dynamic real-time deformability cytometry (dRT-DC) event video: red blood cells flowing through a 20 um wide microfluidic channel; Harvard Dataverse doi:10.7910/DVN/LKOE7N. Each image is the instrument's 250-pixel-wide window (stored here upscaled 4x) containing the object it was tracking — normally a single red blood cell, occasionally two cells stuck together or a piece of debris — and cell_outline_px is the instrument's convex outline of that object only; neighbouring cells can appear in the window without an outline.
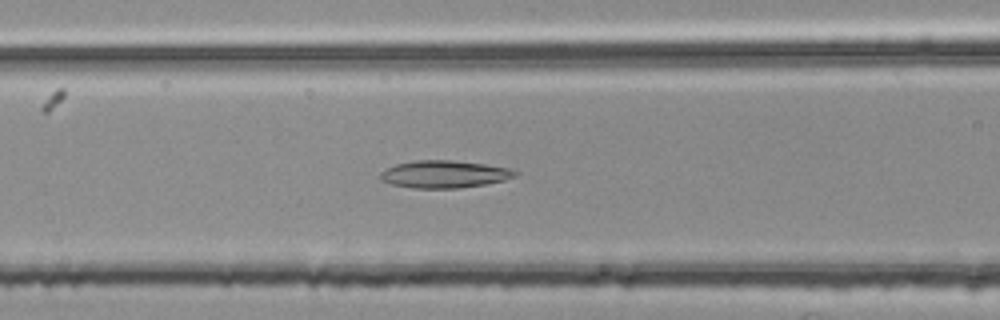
{"species": "common noctule bat (a hibernating species)", "species_latin": "Nyctalus noctula", "temperature_condition": "room temperature", "stored_images_in_passage": 38, "camera_frame_rate_fps": 3000, "um_per_image_px": 0.085, "animal": {"sex": "female", "body_mass_g": 25.1}, "frame": {"image": 1, "passage_image": 7, "time_ms": 2.0, "image_size_px": [1000, 320], "cell_outline_px": [[520, 172], [516, 176], [504, 180], [484, 184], [460, 188], [412, 188], [392, 184], [380, 180], [380, 172], [396, 164], [416, 160], [452, 160], [484, 164], [508, 168]], "centroid_in_image_um": [37.76, 14.81], "position_along_channel_um": 128.8, "area_um2": 21.44}}
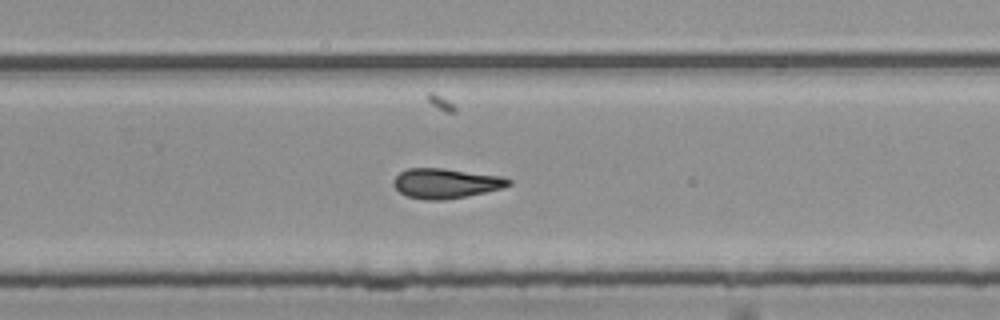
{"frame": {"image": 2, "passage_image": 20, "time_ms": 6.333, "image_size_px": [1000, 320], "cell_outline_px": [[512, 184], [500, 188], [484, 192], [444, 200], [428, 200], [408, 196], [400, 192], [392, 184], [392, 180], [400, 172], [408, 168], [444, 168], [504, 176], [512, 180]], "centroid_in_image_um": [37.89, 15.56], "position_along_channel_um": 291.9, "area_um2": 20.0}}
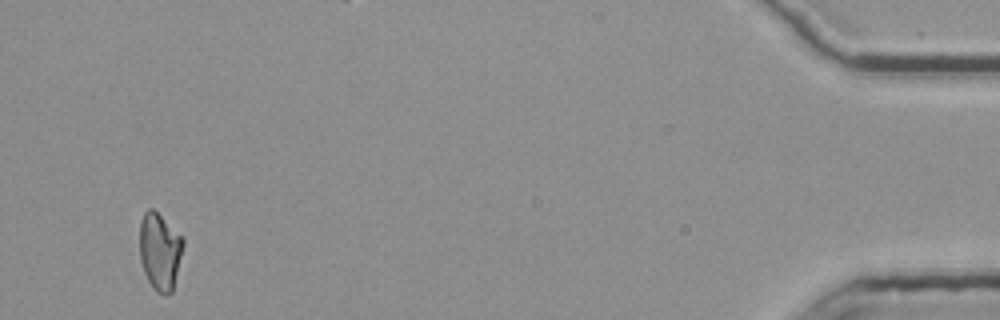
{"frame": {"image": 3, "passage_image": 37, "time_ms": 12.0, "image_size_px": [1000, 320], "cell_outline_px": [[184, 244], [172, 292], [168, 296], [164, 296], [156, 292], [152, 288], [144, 272], [140, 260], [140, 220], [144, 212], [148, 208], [152, 208], [184, 236]], "centroid_in_image_um": [13.59, 21.37], "position_along_channel_um": 421.6, "area_um2": 19.88}, "authors_computed_cell_mechanics": {"area_um2": 19.9699, "velocity_mm_per_s": 3.7722, "shape_relaxation_time_tau1_ms": null, "shape_relaxation_time_tau2_ms": 2.9986, "deformation_change_tau1": null, "deformation_change_tau2": 0.1239}}